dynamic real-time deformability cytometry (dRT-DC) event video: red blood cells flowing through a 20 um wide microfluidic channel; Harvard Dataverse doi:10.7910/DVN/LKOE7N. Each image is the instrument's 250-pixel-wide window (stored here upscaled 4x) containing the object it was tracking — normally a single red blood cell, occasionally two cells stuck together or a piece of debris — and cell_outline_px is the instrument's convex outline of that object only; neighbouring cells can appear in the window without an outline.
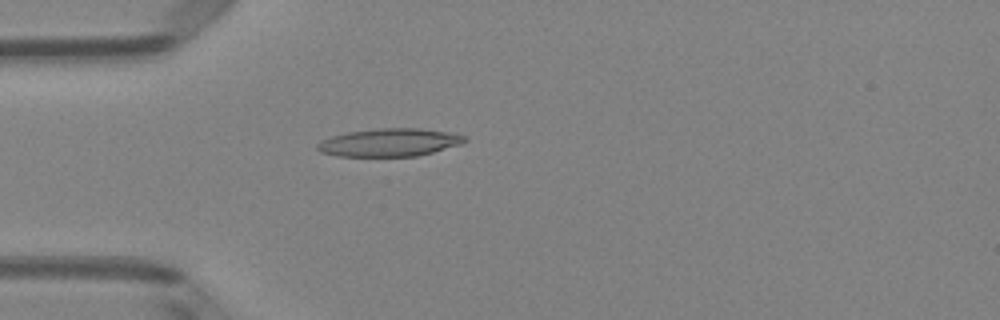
{"species": "Egyptian fruit bat (a non-hibernating species)", "species_latin": "Rousettus aegyptiacus", "temperature_condition": "room temperature", "stored_images_in_passage": 4, "camera_frame_rate_fps": 3000, "um_per_image_px": 0.085, "animal": {"sex": "female"}, "frame": {"image": 1, "passage_image": 4, "time_ms": 1.0, "image_size_px": [1000, 320], "cell_outline_px": [[468, 140], [460, 144], [432, 152], [416, 156], [336, 156], [320, 152], [316, 148], [316, 144], [320, 140], [332, 136], [348, 132], [376, 128], [420, 128], [456, 132], [464, 136]], "centroid_in_image_um": [33.1, 12.1], "position_along_channel_um": 51.9, "area_um2": 24.16}}